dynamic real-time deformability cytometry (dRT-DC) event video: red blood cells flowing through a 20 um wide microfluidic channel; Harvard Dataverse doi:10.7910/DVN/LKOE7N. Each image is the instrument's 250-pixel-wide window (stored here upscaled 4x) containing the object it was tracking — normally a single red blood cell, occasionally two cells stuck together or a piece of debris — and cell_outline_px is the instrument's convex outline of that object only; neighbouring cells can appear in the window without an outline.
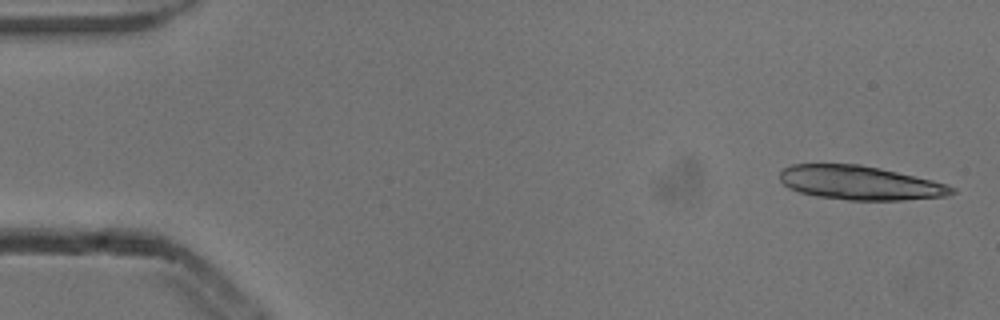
{"species": "common noctule bat (a hibernating species)", "species_latin": "Nyctalus noctula", "temperature_condition": "cold", "stored_images_in_passage": 7, "camera_frame_rate_fps": 3000, "um_per_image_px": 0.085, "animal": {"sex": "male", "body_mass_g": 13.3}, "frame": {"image": 1, "passage_image": 1, "time_ms": 0.0, "image_size_px": [1000, 320], "cell_outline_px": [[956, 192], [948, 196], [904, 200], [848, 200], [816, 196], [800, 192], [788, 188], [780, 180], [780, 172], [784, 168], [792, 164], [860, 164], [880, 168], [932, 180], [948, 184], [956, 188]], "centroid_in_image_um": [73.12, 15.54], "position_along_channel_um": 11.9, "area_um2": 34.16}}
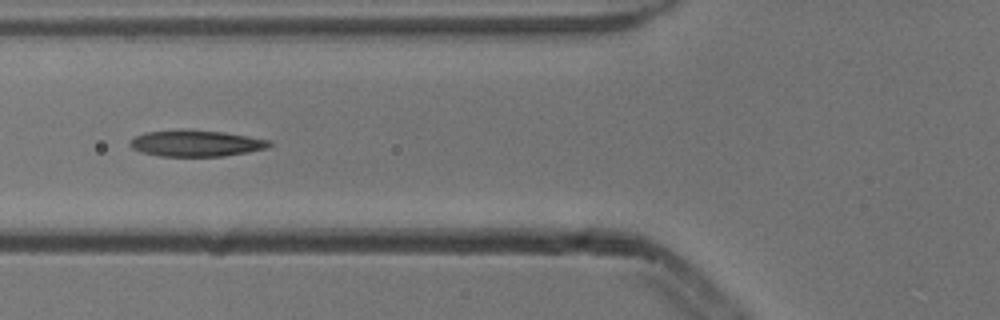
{"frame": {"image": 2, "passage_image": 6, "time_ms": 1.667, "image_size_px": [1000, 320], "cell_outline_px": [[272, 144], [268, 148], [248, 152], [224, 156], [160, 156], [140, 152], [132, 148], [128, 144], [136, 136], [148, 132], [224, 132], [248, 136], [268, 140]], "centroid_in_image_um": [16.71, 12.23], "position_along_channel_um": 109.1, "area_um2": 20.4}}
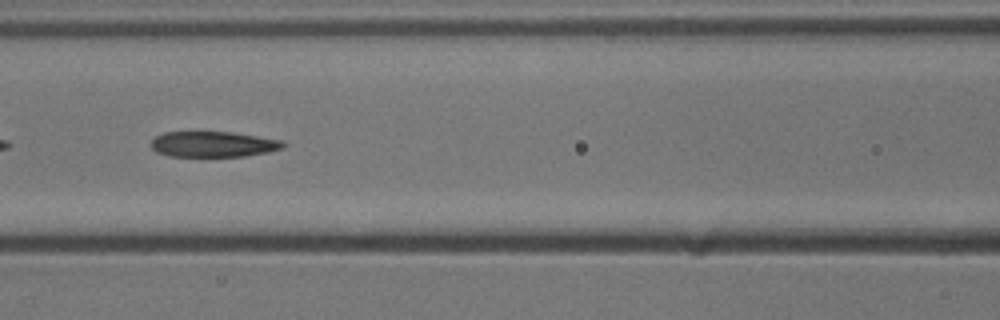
{"frame": {"image": 3, "passage_image": 7, "time_ms": 2.0, "image_size_px": [1000, 320], "cell_outline_px": [[288, 144], [284, 148], [268, 152], [244, 156], [168, 156], [156, 152], [148, 144], [156, 136], [164, 132], [232, 132], [284, 140]], "centroid_in_image_um": [18.15, 12.26], "position_along_channel_um": 148.5, "area_um2": 19.94}}